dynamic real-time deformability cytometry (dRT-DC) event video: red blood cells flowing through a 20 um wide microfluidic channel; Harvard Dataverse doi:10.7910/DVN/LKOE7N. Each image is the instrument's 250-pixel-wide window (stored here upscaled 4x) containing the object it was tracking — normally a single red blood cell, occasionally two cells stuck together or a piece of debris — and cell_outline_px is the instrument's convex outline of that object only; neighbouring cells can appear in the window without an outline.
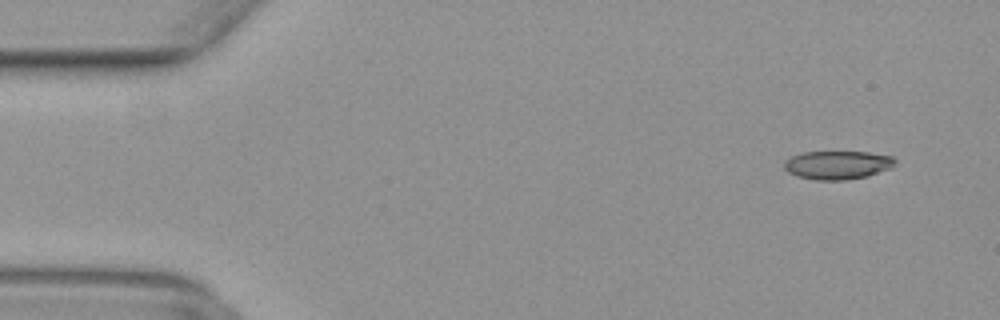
{"species": "common noctule bat (a hibernating species)", "species_latin": "Nyctalus noctula", "temperature_condition": "warm", "stored_images_in_passage": 48, "camera_frame_rate_fps": 3000, "um_per_image_px": 0.085, "animal": {"sex": "female", "body_mass_g": 29.2, "forearm_length_mm": 56.3}, "frame": {"image": 1, "passage_image": 2, "time_ms": 0.333, "image_size_px": [1000, 320], "cell_outline_px": [[896, 164], [892, 168], [868, 176], [848, 180], [816, 180], [796, 176], [788, 172], [784, 168], [784, 160], [792, 156], [804, 152], [868, 152], [892, 156], [896, 160]], "centroid_in_image_um": [71.21, 14.03], "position_along_channel_um": 13.8, "area_um2": 18.61}}
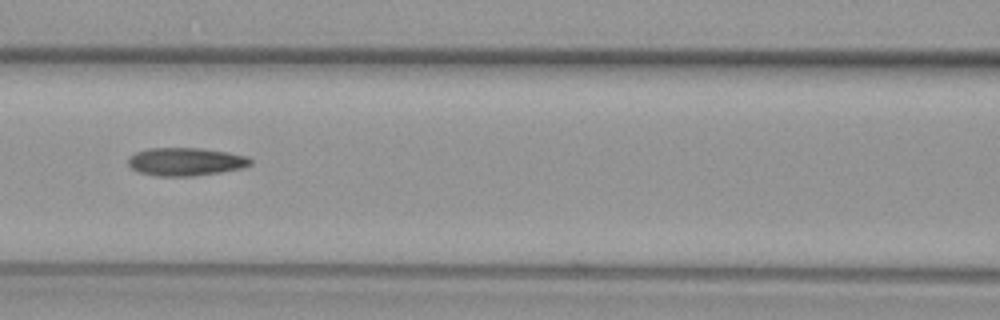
{"frame": {"image": 2, "passage_image": 20, "time_ms": 6.333, "image_size_px": [1000, 320], "cell_outline_px": [[252, 164], [244, 168], [220, 172], [192, 176], [156, 176], [140, 172], [132, 168], [128, 164], [128, 156], [136, 152], [148, 148], [200, 148], [228, 152], [248, 156], [252, 160]], "centroid_in_image_um": [15.8, 13.74], "position_along_channel_um": 150.8, "area_um2": 20.11}}
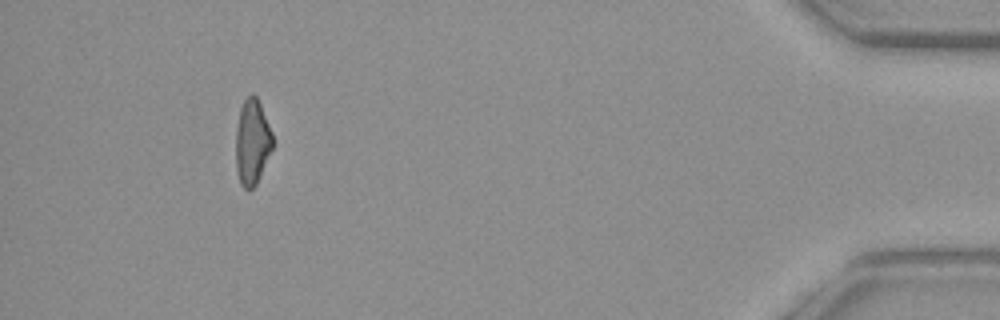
{"frame": {"image": 3, "passage_image": 44, "time_ms": 14.333, "image_size_px": [1000, 320], "cell_outline_px": [[272, 148], [256, 184], [252, 188], [244, 188], [240, 184], [236, 172], [236, 128], [240, 108], [244, 100], [252, 92], [256, 96], [260, 104], [272, 132]], "centroid_in_image_um": [21.41, 12.06], "position_along_channel_um": 413.8, "area_um2": 18.15}}